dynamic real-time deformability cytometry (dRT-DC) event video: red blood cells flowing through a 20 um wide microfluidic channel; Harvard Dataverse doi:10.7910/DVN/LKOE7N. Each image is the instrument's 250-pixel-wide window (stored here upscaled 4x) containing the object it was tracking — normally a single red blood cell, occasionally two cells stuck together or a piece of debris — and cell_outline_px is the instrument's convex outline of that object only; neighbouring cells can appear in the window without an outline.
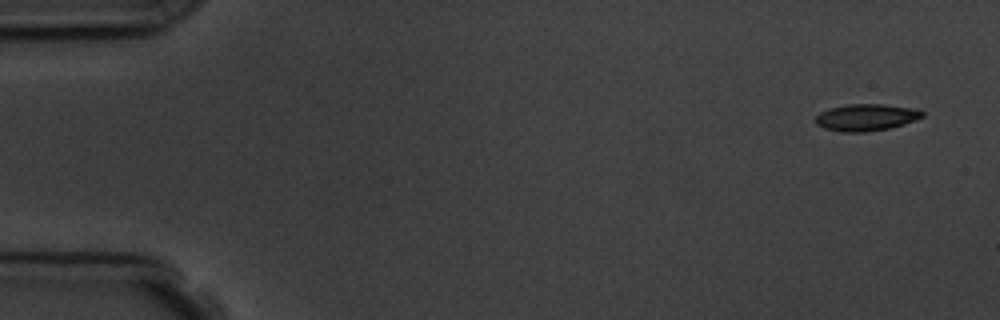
{"species": "common noctule bat (a hibernating species)", "species_latin": "Nyctalus noctula", "temperature_condition": "room temperature", "stored_images_in_passage": 5, "camera_frame_rate_fps": 3000, "um_per_image_px": 0.085, "animal": {"sex": "male", "body_mass_g": 19.5, "forearm_length_mm": 54.6}, "frame": {"image": 1, "passage_image": 1, "time_ms": 0.0, "image_size_px": [1000, 320], "cell_outline_px": [[924, 116], [916, 120], [904, 124], [888, 128], [864, 132], [840, 132], [824, 128], [816, 124], [816, 116], [820, 112], [828, 108], [848, 104], [884, 104], [916, 108], [924, 112]], "centroid_in_image_um": [73.63, 9.97], "position_along_channel_um": 11.4, "area_um2": 16.82}}